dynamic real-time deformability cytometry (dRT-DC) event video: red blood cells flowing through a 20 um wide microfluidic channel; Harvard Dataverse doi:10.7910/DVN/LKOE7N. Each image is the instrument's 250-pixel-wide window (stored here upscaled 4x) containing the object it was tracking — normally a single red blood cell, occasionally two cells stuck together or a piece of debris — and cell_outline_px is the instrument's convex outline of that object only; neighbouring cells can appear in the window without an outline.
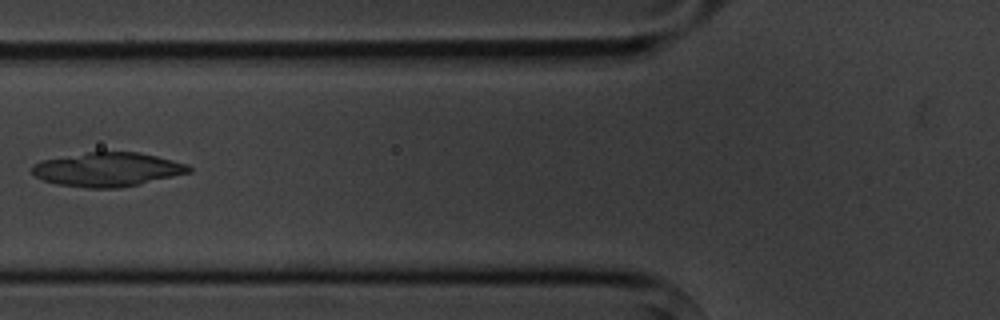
{"species": "common noctule bat (a hibernating species)", "species_latin": "Nyctalus noctula", "temperature_condition": "cold", "stored_images_in_passage": 5, "camera_frame_rate_fps": 3000, "um_per_image_px": 0.085, "animal": {"sex": "male", "body_mass_g": 20.1, "forearm_length_mm": 53.5}, "frame": {"image": 1, "passage_image": 4, "time_ms": 4.667, "image_size_px": [1000, 320], "cell_outline_px": [[192, 172], [140, 184], [120, 188], [88, 188], [56, 184], [44, 180], [36, 176], [32, 172], [32, 164], [40, 160], [88, 152], [140, 152], [188, 164], [192, 168]], "centroid_in_image_um": [9.15, 14.41], "position_along_channel_um": 116.7, "area_um2": 31.15}}